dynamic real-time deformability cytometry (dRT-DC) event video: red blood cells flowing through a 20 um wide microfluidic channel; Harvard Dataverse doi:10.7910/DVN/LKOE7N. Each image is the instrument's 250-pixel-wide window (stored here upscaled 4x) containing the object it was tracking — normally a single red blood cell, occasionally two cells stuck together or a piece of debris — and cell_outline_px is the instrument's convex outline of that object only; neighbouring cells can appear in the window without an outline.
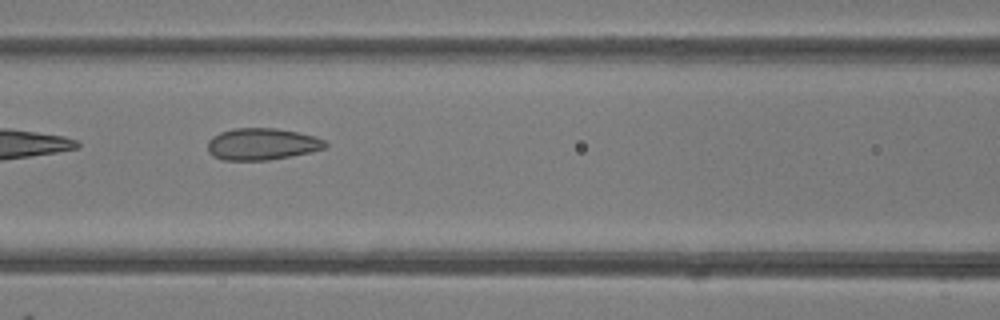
{"species": "common noctule bat (a hibernating species)", "species_latin": "Nyctalus noctula", "temperature_condition": "room temperature", "stored_images_in_passage": 8, "camera_frame_rate_fps": 3000, "um_per_image_px": 0.085, "animal": {"sex": "female"}, "frame": {"image": 1, "passage_image": 6, "time_ms": 5.667, "image_size_px": [1000, 320], "cell_outline_px": [[328, 144], [324, 148], [308, 152], [268, 160], [224, 160], [212, 156], [208, 152], [208, 140], [212, 136], [220, 132], [232, 128], [276, 128], [316, 136], [324, 140]], "centroid_in_image_um": [22.22, 12.24], "position_along_channel_um": 144.4, "area_um2": 21.73}}
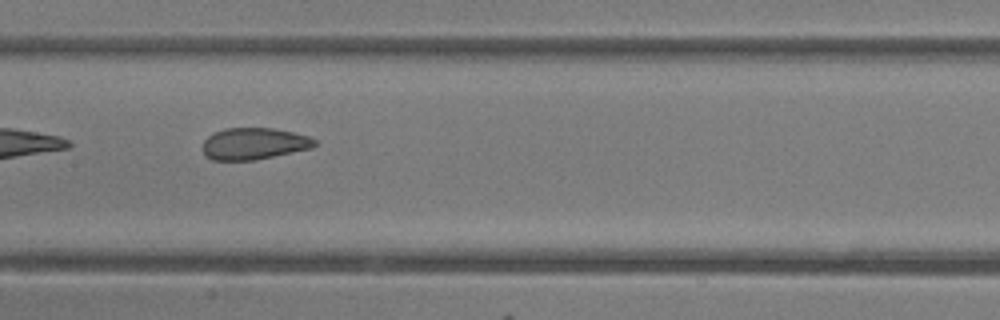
{"frame": {"image": 2, "passage_image": 7, "time_ms": 6.667, "image_size_px": [1000, 320], "cell_outline_px": [[316, 144], [308, 148], [256, 160], [212, 160], [204, 152], [204, 140], [208, 136], [224, 128], [272, 128], [292, 132], [308, 136], [316, 140]], "centroid_in_image_um": [21.56, 12.2], "position_along_channel_um": 185.8, "area_um2": 20.29}}
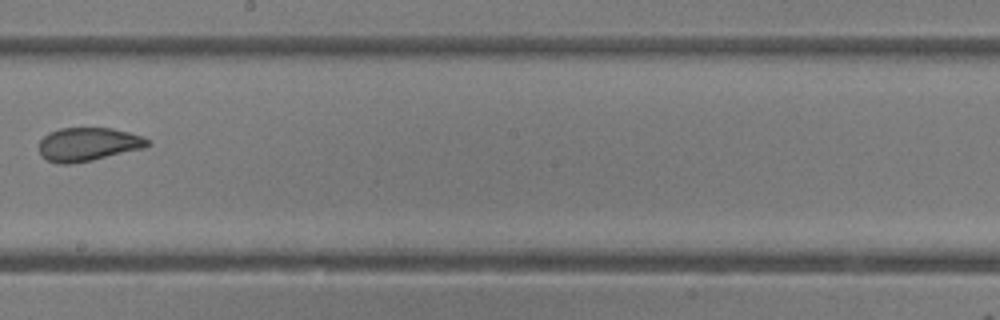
{"frame": {"image": 3, "passage_image": 8, "time_ms": 8.0, "image_size_px": [1000, 320], "cell_outline_px": [[152, 144], [144, 148], [92, 160], [68, 164], [60, 164], [48, 160], [40, 156], [40, 140], [48, 132], [60, 128], [112, 128], [144, 136]], "centroid_in_image_um": [7.5, 12.26], "position_along_channel_um": 240.7, "area_um2": 21.21}}